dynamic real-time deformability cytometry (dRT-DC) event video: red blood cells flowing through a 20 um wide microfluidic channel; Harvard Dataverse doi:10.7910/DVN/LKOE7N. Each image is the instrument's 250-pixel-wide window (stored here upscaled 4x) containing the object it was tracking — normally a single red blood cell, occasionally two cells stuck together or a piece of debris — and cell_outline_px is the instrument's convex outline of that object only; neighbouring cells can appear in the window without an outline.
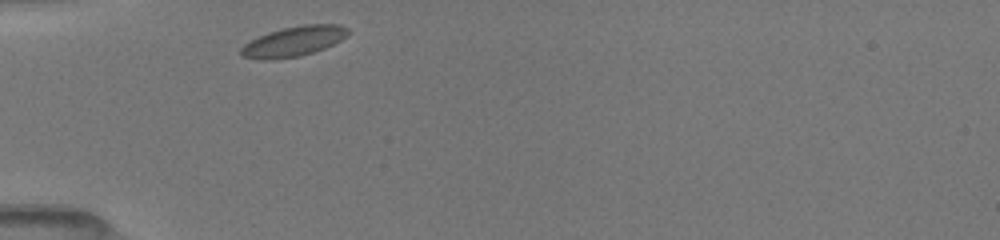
{"species": "common noctule bat (a hibernating species)", "species_latin": "Nyctalus noctula", "temperature_condition": "room temperature", "stored_images_in_passage": 29, "camera_frame_rate_fps": 3000, "um_per_image_px": 0.085, "animal": {"sex": "female", "body_mass_g": 19.5, "forearm_length_mm": 54.1}, "frame": {"image": 1, "passage_image": 1, "time_ms": 0.0, "image_size_px": [1000, 240], "cell_outline_px": [[348, 36], [324, 48], [300, 56], [272, 60], [260, 60], [240, 56], [240, 48], [244, 44], [268, 32], [284, 28], [304, 24], [340, 24], [348, 28]], "centroid_in_image_um": [24.94, 3.52], "position_along_channel_um": 60.1, "area_um2": 18.73}}
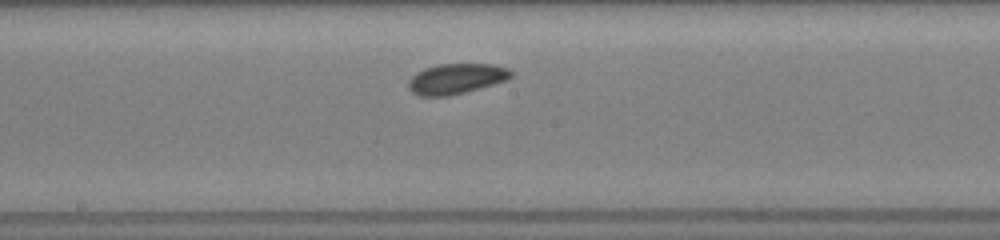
{"frame": {"image": 2, "passage_image": 13, "time_ms": 4.0, "image_size_px": [1000, 240], "cell_outline_px": [[512, 76], [508, 80], [464, 92], [448, 96], [420, 96], [412, 92], [408, 88], [408, 80], [416, 72], [424, 68], [440, 64], [496, 64], [508, 68], [512, 72]], "centroid_in_image_um": [38.77, 6.69], "position_along_channel_um": 209.4, "area_um2": 18.21}}
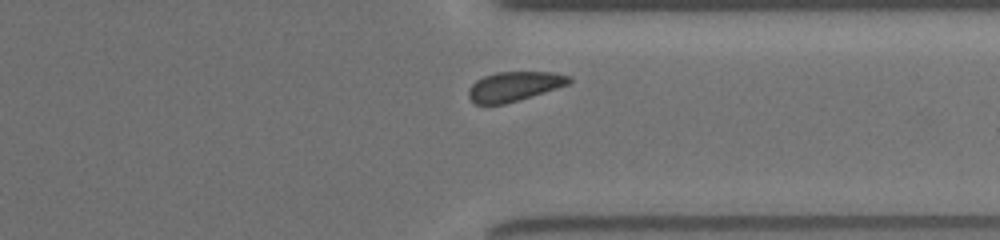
{"frame": {"image": 3, "passage_image": 25, "time_ms": 8.0, "image_size_px": [1000, 240], "cell_outline_px": [[572, 80], [568, 84], [544, 92], [504, 104], [476, 104], [468, 96], [468, 88], [476, 80], [484, 76], [496, 72], [556, 72], [572, 76]], "centroid_in_image_um": [43.71, 7.32], "position_along_channel_um": 367.7, "area_um2": 17.22}, "authors_computed_cell_mechanics": {"area_um2": 17.918, "velocity_mm_per_s": 3.9512, "shape_relaxation_time_tau1_ms": null, "shape_relaxation_time_tau2_ms": 8.1777, "deformation_change_tau1": null, "deformation_change_tau2": 0.1292}}